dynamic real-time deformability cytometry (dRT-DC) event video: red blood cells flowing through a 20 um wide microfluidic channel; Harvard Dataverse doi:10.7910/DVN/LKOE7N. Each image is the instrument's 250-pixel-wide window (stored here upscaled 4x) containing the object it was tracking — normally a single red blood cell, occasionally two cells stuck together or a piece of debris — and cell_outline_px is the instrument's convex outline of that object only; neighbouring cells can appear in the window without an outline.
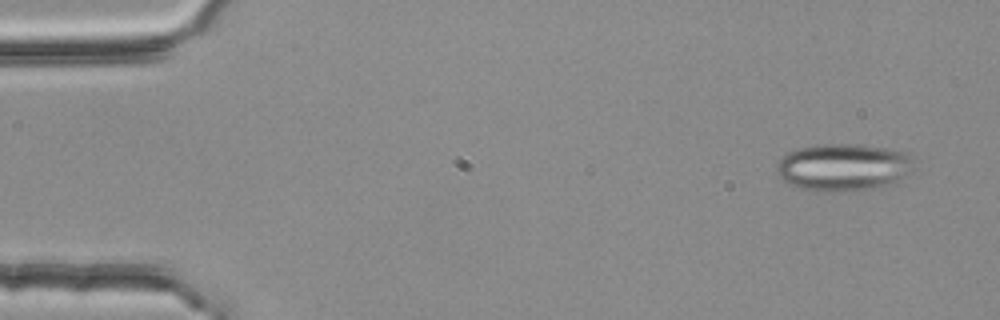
{"species": "common noctule bat (a hibernating species)", "species_latin": "Nyctalus noctula", "temperature_condition": "room temperature", "stored_images_in_passage": 6, "camera_frame_rate_fps": 3000, "um_per_image_px": 0.085, "animal": {"sex": "female", "body_mass_g": 25.1}, "frame": {"image": 1, "passage_image": 1, "time_ms": 0.0, "image_size_px": [1000, 320], "cell_outline_px": [[912, 156], [908, 172], [900, 180], [892, 184], [876, 188], [840, 192], [824, 192], [804, 188], [788, 184], [776, 172], [776, 164], [788, 152], [800, 148], [824, 144], [856, 144], [884, 148], [908, 152]], "centroid_in_image_um": [71.67, 14.22], "position_along_channel_um": 13.3, "area_um2": 37.63}}
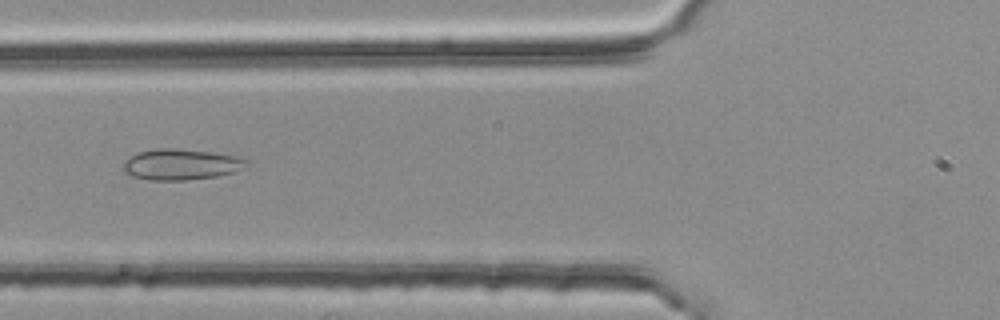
{"frame": {"image": 2, "passage_image": 5, "time_ms": 1.333, "image_size_px": [1000, 320], "cell_outline_px": [[248, 160], [236, 172], [220, 176], [184, 180], [152, 180], [132, 176], [124, 172], [124, 164], [132, 156], [140, 152], [156, 148], [176, 148], [212, 152], [232, 156]], "centroid_in_image_um": [15.38, 13.98], "position_along_channel_um": 110.4, "area_um2": 21.79}}
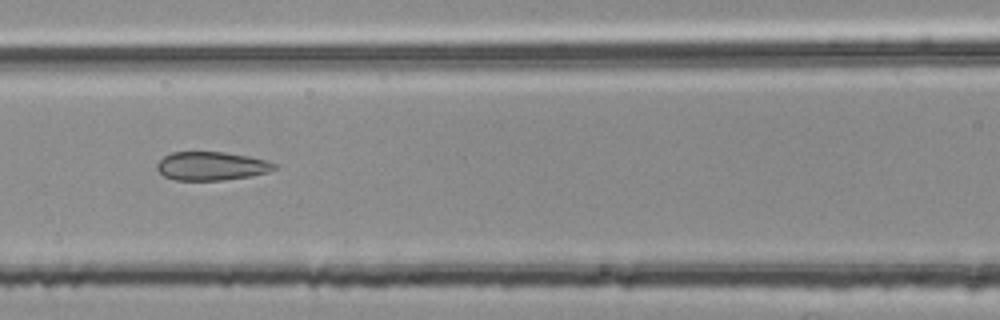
{"frame": {"image": 3, "passage_image": 6, "time_ms": 1.667, "image_size_px": [1000, 320], "cell_outline_px": [[276, 168], [268, 172], [252, 176], [224, 180], [176, 180], [164, 176], [156, 168], [156, 164], [164, 156], [172, 152], [224, 152], [248, 156], [268, 160], [276, 164]], "centroid_in_image_um": [17.99, 14.11], "position_along_channel_um": 148.6, "area_um2": 19.59}}